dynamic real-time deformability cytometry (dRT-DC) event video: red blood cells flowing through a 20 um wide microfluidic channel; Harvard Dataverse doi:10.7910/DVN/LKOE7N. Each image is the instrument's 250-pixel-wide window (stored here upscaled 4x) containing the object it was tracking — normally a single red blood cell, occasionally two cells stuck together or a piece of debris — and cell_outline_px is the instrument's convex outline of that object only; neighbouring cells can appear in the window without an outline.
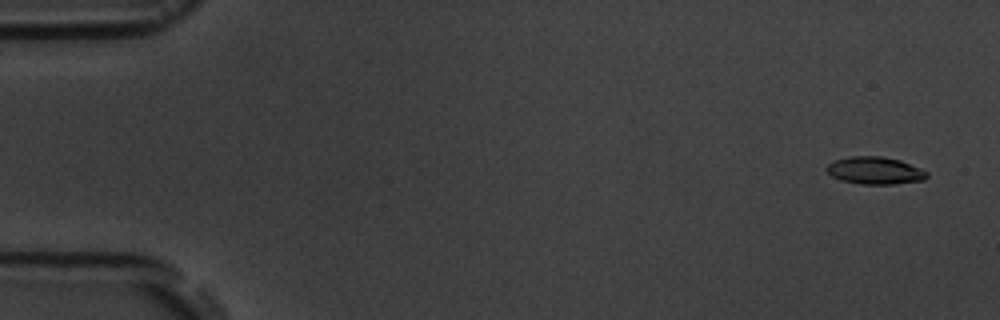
{"species": "common noctule bat (a hibernating species)", "species_latin": "Nyctalus noctula", "temperature_condition": "room temperature", "stored_images_in_passage": 5, "camera_frame_rate_fps": 3000, "um_per_image_px": 0.085, "animal": {"sex": "male", "body_mass_g": 19.5, "forearm_length_mm": 54.6}, "frame": {"image": 1, "passage_image": 1, "time_ms": 0.0, "image_size_px": [1000, 320], "cell_outline_px": [[928, 176], [924, 180], [892, 184], [860, 184], [840, 180], [832, 176], [824, 168], [828, 164], [836, 160], [852, 156], [880, 156], [900, 160], [920, 168], [928, 172]], "centroid_in_image_um": [74.37, 14.5], "position_along_channel_um": 10.6, "area_um2": 15.95}}
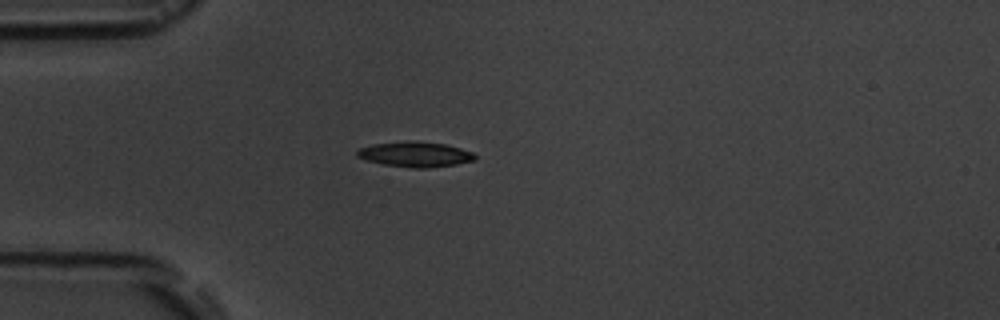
{"frame": {"image": 2, "passage_image": 5, "time_ms": 4.333, "image_size_px": [1000, 320], "cell_outline_px": [[476, 160], [456, 164], [428, 168], [412, 168], [384, 164], [368, 160], [356, 156], [356, 152], [360, 148], [372, 144], [408, 140], [416, 140], [444, 144], [460, 148], [472, 152], [476, 156]], "centroid_in_image_um": [35.3, 13.11], "position_along_channel_um": 49.7, "area_um2": 17.34}}